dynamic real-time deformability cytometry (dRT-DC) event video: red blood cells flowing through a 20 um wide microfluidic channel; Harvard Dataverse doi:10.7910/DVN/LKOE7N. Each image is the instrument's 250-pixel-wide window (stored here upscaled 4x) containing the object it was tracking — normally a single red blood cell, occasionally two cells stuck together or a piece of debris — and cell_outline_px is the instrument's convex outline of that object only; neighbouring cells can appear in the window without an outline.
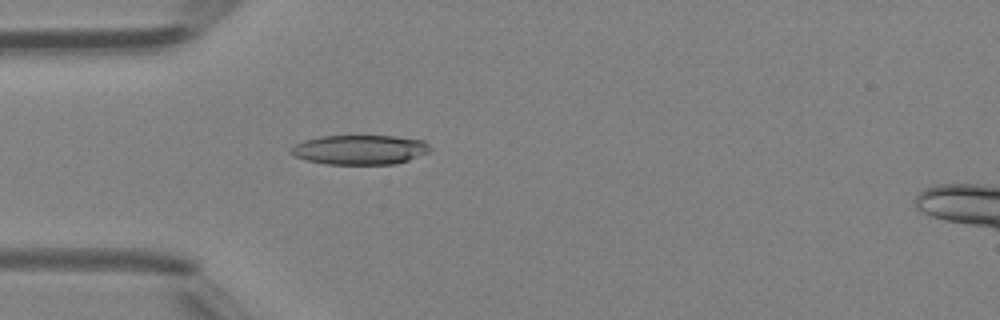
{"species": "Egyptian fruit bat (a non-hibernating species)", "species_latin": "Rousettus aegyptiacus", "temperature_condition": "room temperature", "stored_images_in_passage": 43, "camera_frame_rate_fps": 3000, "um_per_image_px": 0.085, "animal": {"sex": "female"}, "frame": {"image": 1, "passage_image": 11, "time_ms": 3.333, "image_size_px": [1000, 320], "cell_outline_px": [[432, 148], [428, 152], [408, 160], [396, 164], [324, 164], [308, 160], [296, 156], [288, 152], [296, 144], [304, 140], [320, 136], [396, 136], [424, 140]], "centroid_in_image_um": [30.61, 12.72], "position_along_channel_um": 54.4, "area_um2": 23.93}}
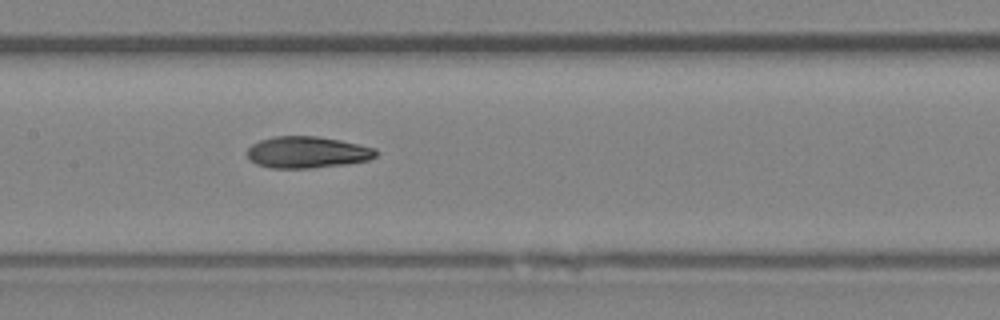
{"frame": {"image": 2, "passage_image": 20, "time_ms": 6.333, "image_size_px": [1000, 320], "cell_outline_px": [[376, 156], [368, 160], [348, 164], [312, 168], [272, 168], [256, 164], [248, 160], [244, 152], [252, 144], [260, 140], [276, 136], [316, 136], [340, 140], [376, 148]], "centroid_in_image_um": [26.07, 12.95], "position_along_channel_um": 181.3, "area_um2": 23.93}}
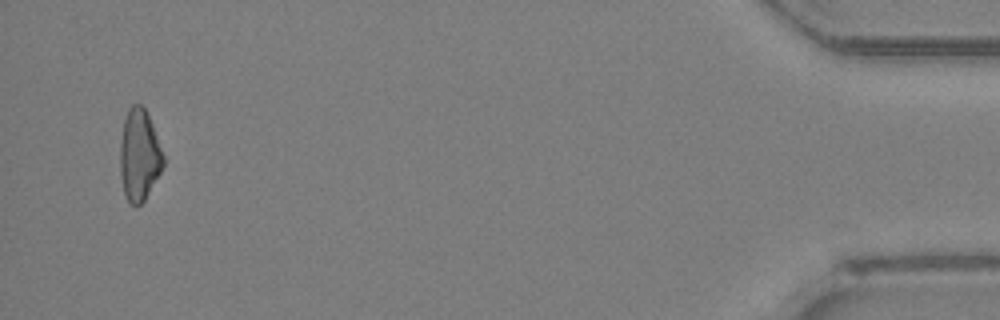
{"frame": {"image": 3, "passage_image": 42, "time_ms": 13.667, "image_size_px": [1000, 320], "cell_outline_px": [[164, 164], [160, 172], [144, 200], [136, 208], [128, 204], [124, 192], [120, 176], [120, 144], [124, 120], [128, 108], [132, 104], [140, 104], [144, 108], [152, 124], [164, 156]], "centroid_in_image_um": [11.82, 13.21], "position_along_channel_um": 423.4, "area_um2": 23.0}, "authors_computed_cell_mechanics": {"area_um2": 23.7558, "velocity_mm_per_s": 4.4761, "shape_relaxation_time_tau1_ms": 6.9294, "shape_relaxation_time_tau2_ms": 3.2843, "deformation_change_tau1": 0.1899, "deformation_change_tau2": 0.119}}